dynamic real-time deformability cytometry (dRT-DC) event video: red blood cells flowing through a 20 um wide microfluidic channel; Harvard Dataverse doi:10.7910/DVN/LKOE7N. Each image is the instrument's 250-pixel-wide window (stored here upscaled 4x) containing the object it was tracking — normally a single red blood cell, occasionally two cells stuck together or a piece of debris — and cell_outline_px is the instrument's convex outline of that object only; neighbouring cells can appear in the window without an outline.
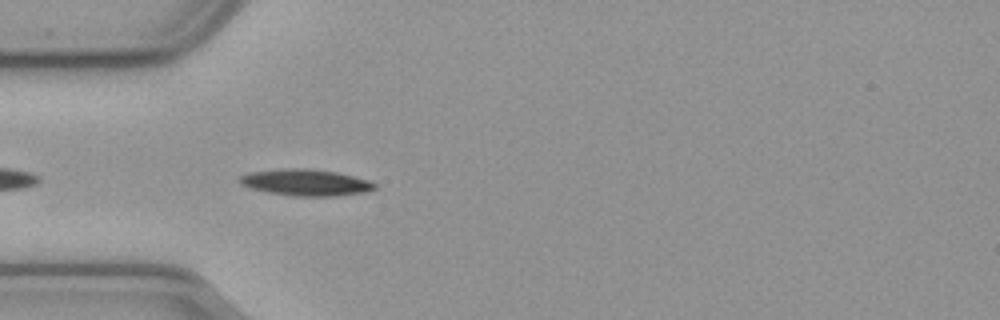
{"species": "common noctule bat (a hibernating species)", "species_latin": "Nyctalus noctula", "temperature_condition": "cold", "stored_images_in_passage": 14, "camera_frame_rate_fps": 3000, "um_per_image_px": 0.085, "animal": {"sex": "male", "body_mass_g": 23.1, "forearm_length_mm": 52.7}, "frame": {"image": 1, "passage_image": 3, "time_ms": 0.667, "image_size_px": [1000, 320], "cell_outline_px": [[376, 188], [368, 192], [336, 196], [292, 196], [268, 192], [248, 188], [240, 184], [240, 176], [252, 172], [284, 168], [304, 168], [336, 172], [368, 180], [376, 184]], "centroid_in_image_um": [25.99, 15.52], "position_along_channel_um": 59.0, "area_um2": 20.81}}
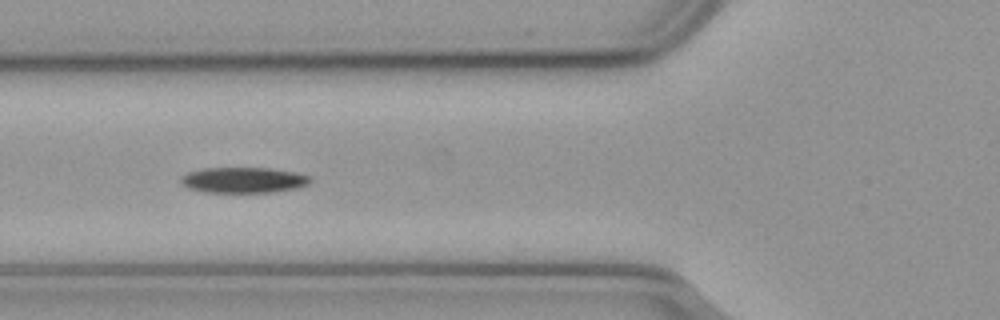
{"frame": {"image": 2, "passage_image": 7, "time_ms": 2.0, "image_size_px": [1000, 320], "cell_outline_px": [[312, 180], [308, 184], [296, 188], [272, 192], [204, 192], [188, 188], [180, 180], [188, 172], [204, 168], [268, 168], [292, 172], [308, 176]], "centroid_in_image_um": [20.69, 15.31], "position_along_channel_um": 105.1, "area_um2": 19.02}}
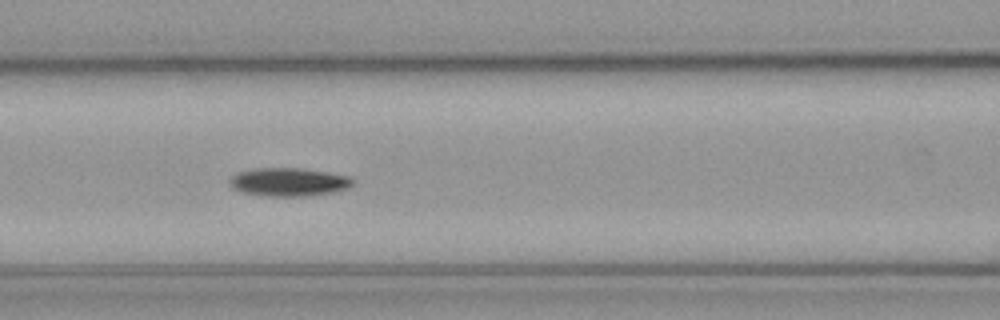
{"frame": {"image": 3, "passage_image": 10, "time_ms": 3.0, "image_size_px": [1000, 320], "cell_outline_px": [[356, 184], [348, 188], [336, 192], [304, 196], [264, 196], [240, 192], [232, 188], [228, 184], [228, 180], [232, 176], [240, 172], [256, 168], [300, 168], [328, 172], [352, 176], [356, 180]], "centroid_in_image_um": [24.59, 15.47], "position_along_channel_um": 142.0, "area_um2": 20.75}}